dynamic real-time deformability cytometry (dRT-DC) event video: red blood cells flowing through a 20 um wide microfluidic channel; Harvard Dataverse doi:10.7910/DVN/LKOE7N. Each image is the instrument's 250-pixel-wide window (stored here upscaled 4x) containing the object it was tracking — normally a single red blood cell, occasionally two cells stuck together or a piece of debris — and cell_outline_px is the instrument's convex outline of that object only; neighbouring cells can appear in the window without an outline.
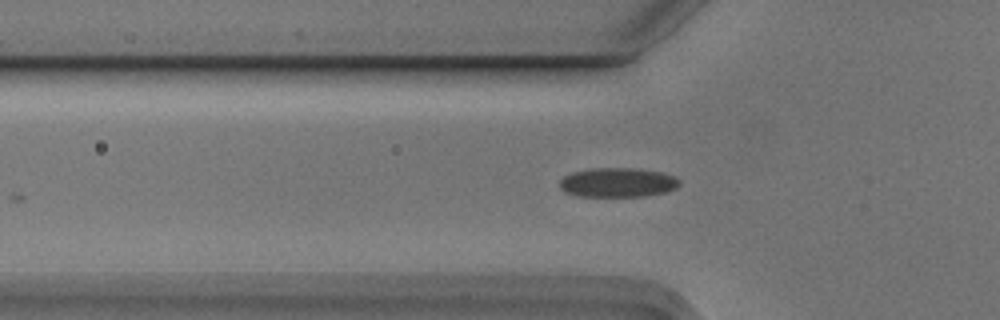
{"species": "Egyptian fruit bat (a non-hibernating species)", "species_latin": "Rousettus aegyptiacus", "temperature_condition": "cold", "stored_images_in_passage": 5, "camera_frame_rate_fps": 3000, "um_per_image_px": 0.085, "animal": {"sex": "male"}, "frame": {"image": 1, "passage_image": 5, "time_ms": 1.333, "image_size_px": [1000, 320], "cell_outline_px": [[680, 184], [676, 188], [664, 192], [644, 196], [576, 196], [564, 192], [560, 188], [560, 180], [564, 176], [572, 172], [592, 168], [632, 168], [660, 172], [676, 176], [680, 180]], "centroid_in_image_um": [52.49, 15.51], "position_along_channel_um": 73.3, "area_um2": 20.52}}